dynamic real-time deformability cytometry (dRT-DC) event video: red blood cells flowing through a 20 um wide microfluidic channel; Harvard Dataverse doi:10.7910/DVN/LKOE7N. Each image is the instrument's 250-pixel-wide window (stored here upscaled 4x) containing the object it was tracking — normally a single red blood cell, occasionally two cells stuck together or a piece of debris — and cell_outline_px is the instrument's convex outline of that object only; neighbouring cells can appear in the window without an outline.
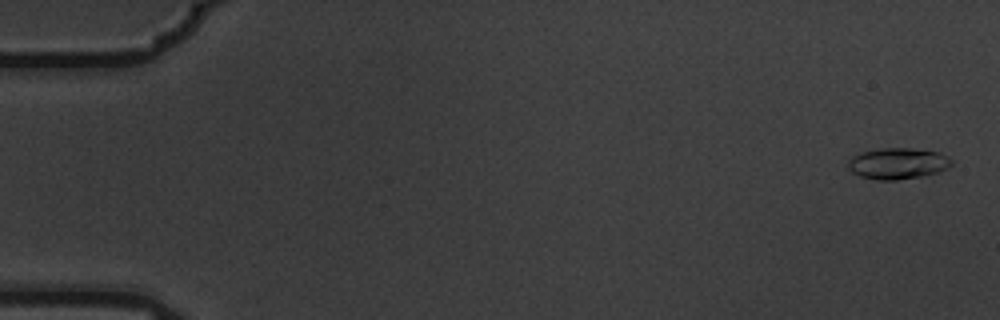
{"species": "common noctule bat (a hibernating species)", "species_latin": "Nyctalus noctula", "temperature_condition": "warm", "stored_images_in_passage": 15, "camera_frame_rate_fps": 3000, "um_per_image_px": 0.085, "animal": {"sex": "male", "body_mass_g": 19.5, "forearm_length_mm": 54.6}, "frame": {"image": 1, "passage_image": 1, "time_ms": 0.0, "image_size_px": [1000, 320], "cell_outline_px": [[952, 164], [948, 168], [940, 172], [920, 176], [896, 180], [876, 180], [860, 176], [852, 172], [848, 168], [848, 160], [852, 156], [860, 152], [880, 148], [912, 148], [936, 152], [948, 156], [952, 160]], "centroid_in_image_um": [76.29, 13.89], "position_along_channel_um": 8.7, "area_um2": 18.9}}
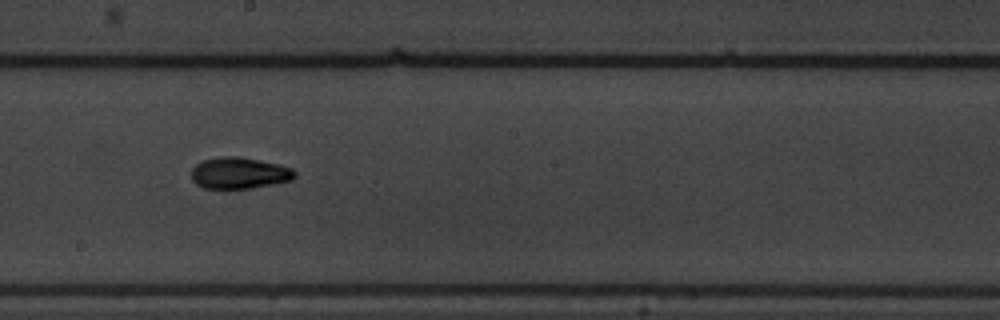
{"frame": {"image": 2, "passage_image": 9, "time_ms": 2.667, "image_size_px": [1000, 320], "cell_outline_px": [[296, 176], [292, 180], [252, 188], [204, 188], [196, 184], [192, 180], [192, 168], [196, 164], [204, 160], [224, 156], [236, 156], [260, 160], [280, 164], [292, 168], [296, 172]], "centroid_in_image_um": [20.36, 14.7], "position_along_channel_um": 227.8, "area_um2": 18.9}}
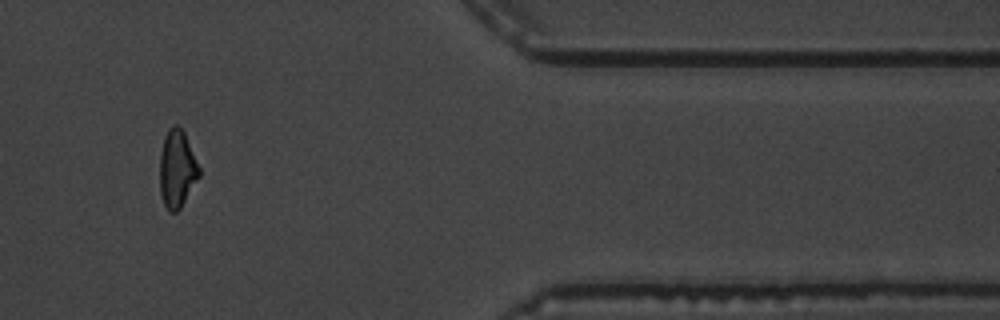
{"frame": {"image": 3, "passage_image": 13, "time_ms": 4.0, "image_size_px": [1000, 320], "cell_outline_px": [[200, 176], [180, 208], [176, 212], [168, 212], [164, 204], [160, 192], [160, 152], [164, 136], [168, 128], [172, 124], [176, 124], [184, 132], [200, 168]], "centroid_in_image_um": [15.04, 14.34], "position_along_channel_um": 396.4, "area_um2": 17.86}}